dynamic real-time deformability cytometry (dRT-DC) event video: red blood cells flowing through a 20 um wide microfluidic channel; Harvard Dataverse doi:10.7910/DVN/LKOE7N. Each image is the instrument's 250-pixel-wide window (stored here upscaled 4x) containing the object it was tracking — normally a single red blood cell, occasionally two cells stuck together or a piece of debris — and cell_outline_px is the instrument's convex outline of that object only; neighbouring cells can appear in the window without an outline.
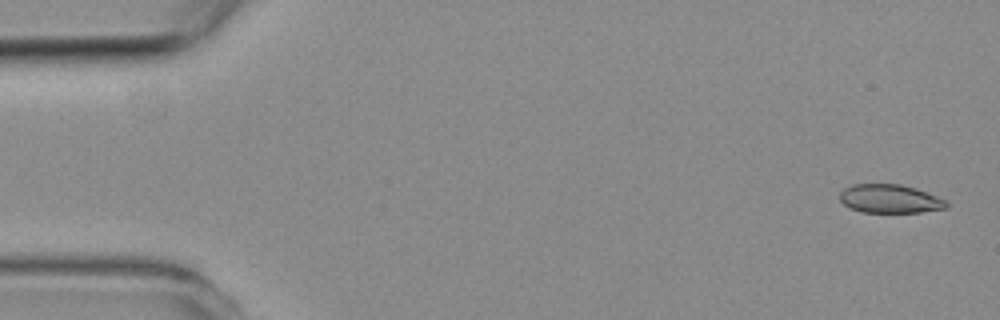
{"species": "common noctule bat (a hibernating species)", "species_latin": "Nyctalus noctula", "temperature_condition": "room temperature", "stored_images_in_passage": 5, "segment_of_instrument_passage": [2, 2], "camera_frame_rate_fps": 3000, "um_per_image_px": 0.085, "animal": {"sex": "female", "body_mass_g": 19.3, "forearm_length_mm": 54.1}, "frame": {"image": 1, "passage_image": 5, "time_ms": 4.667, "image_size_px": [1000, 320], "cell_outline_px": [[948, 208], [920, 212], [860, 212], [844, 204], [840, 200], [840, 192], [844, 188], [852, 184], [900, 184], [916, 188], [936, 196], [944, 200], [948, 204]], "centroid_in_image_um": [75.63, 16.89], "position_along_channel_um": 9.4, "area_um2": 17.69}}